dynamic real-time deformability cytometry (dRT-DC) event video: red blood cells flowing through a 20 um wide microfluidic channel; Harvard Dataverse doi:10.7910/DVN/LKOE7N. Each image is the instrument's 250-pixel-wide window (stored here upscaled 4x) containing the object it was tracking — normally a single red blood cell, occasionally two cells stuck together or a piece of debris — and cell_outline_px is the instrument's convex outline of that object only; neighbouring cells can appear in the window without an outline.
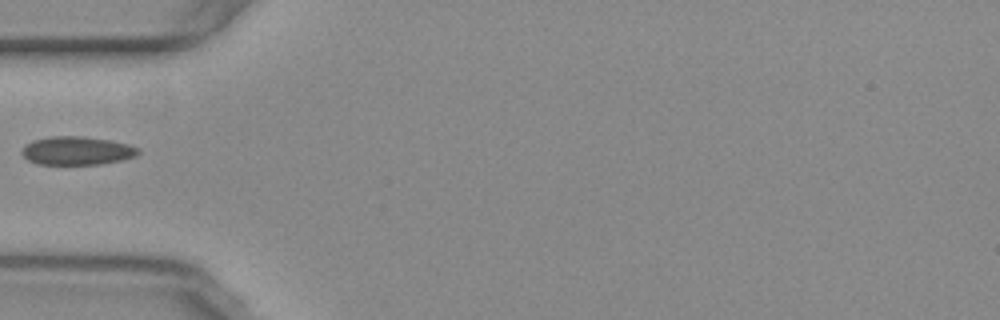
{"species": "common noctule bat (a hibernating species)", "species_latin": "Nyctalus noctula", "temperature_condition": "warm", "stored_images_in_passage": 37, "camera_frame_rate_fps": 3000, "um_per_image_px": 0.085, "animal": {"sex": "female", "body_mass_g": 29.2, "forearm_length_mm": 56.3}, "frame": {"image": 1, "passage_image": 1, "time_ms": 0.0, "image_size_px": [1000, 320], "cell_outline_px": [[140, 152], [136, 156], [120, 160], [100, 164], [36, 164], [28, 160], [20, 152], [32, 140], [52, 136], [80, 136], [108, 140], [128, 144], [136, 148]], "centroid_in_image_um": [6.51, 12.81], "position_along_channel_um": 78.5, "area_um2": 19.02}}
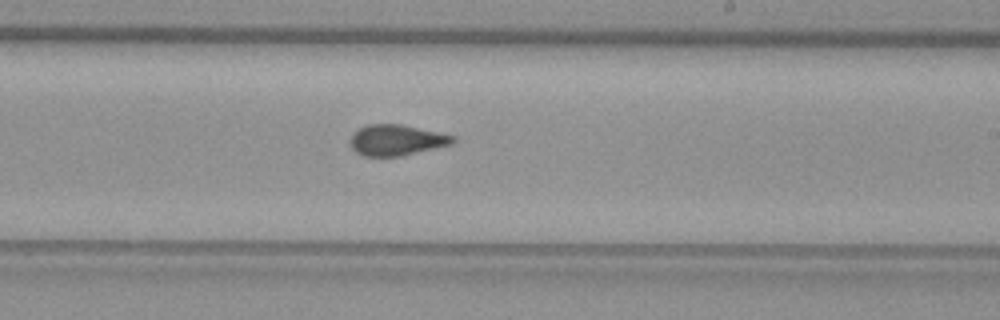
{"frame": {"image": 2, "passage_image": 15, "time_ms": 4.667, "image_size_px": [1000, 320], "cell_outline_px": [[456, 140], [452, 144], [400, 156], [364, 156], [356, 152], [352, 148], [348, 140], [360, 128], [368, 124], [400, 124], [456, 136]], "centroid_in_image_um": [33.7, 11.91], "position_along_channel_um": 255.3, "area_um2": 18.26}}
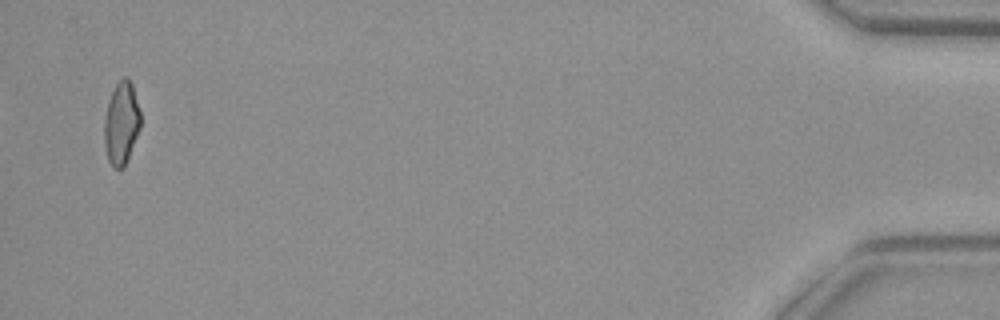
{"frame": {"image": 3, "passage_image": 36, "time_ms": 11.667, "image_size_px": [1000, 320], "cell_outline_px": [[140, 128], [124, 168], [112, 168], [108, 160], [104, 144], [104, 120], [108, 104], [112, 92], [116, 84], [124, 76], [128, 76], [132, 84], [140, 112]], "centroid_in_image_um": [10.31, 10.49], "position_along_channel_um": 424.9, "area_um2": 17.4}}